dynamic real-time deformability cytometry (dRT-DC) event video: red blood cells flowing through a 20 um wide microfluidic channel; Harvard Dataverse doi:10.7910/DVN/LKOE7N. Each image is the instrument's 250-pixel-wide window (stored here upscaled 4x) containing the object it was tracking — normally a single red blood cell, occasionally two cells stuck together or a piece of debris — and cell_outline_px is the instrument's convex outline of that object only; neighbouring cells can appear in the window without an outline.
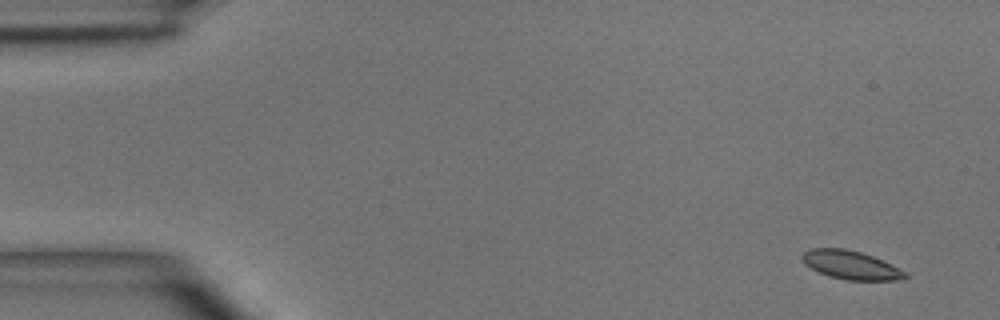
{"species": "common noctule bat (a hibernating species)", "species_latin": "Nyctalus noctula", "temperature_condition": "room temperature", "stored_images_in_passage": 4, "camera_frame_rate_fps": 3000, "um_per_image_px": 0.085, "animal": {"sex": "male", "body_mass_g": 15.6}, "frame": {"image": 1, "passage_image": 1, "time_ms": 0.0, "image_size_px": [1000, 320], "cell_outline_px": [[908, 276], [900, 280], [844, 280], [828, 276], [804, 264], [800, 256], [808, 248], [844, 248], [860, 252], [872, 256], [908, 272]], "centroid_in_image_um": [72.3, 22.53], "position_along_channel_um": 12.7, "area_um2": 17.17}}
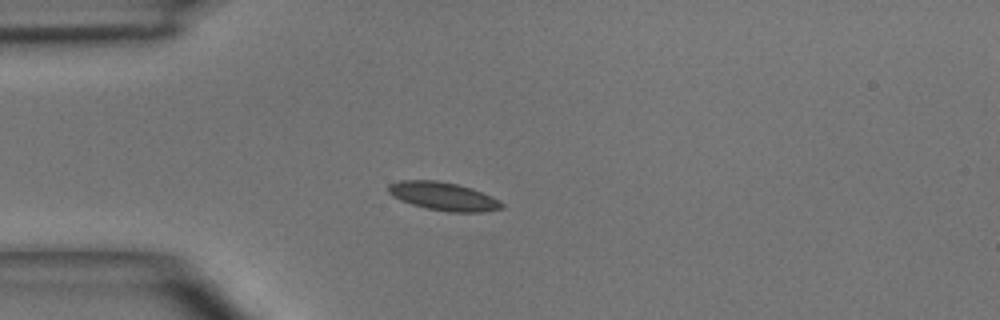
{"frame": {"image": 2, "passage_image": 4, "time_ms": 3.333, "image_size_px": [1000, 320], "cell_outline_px": [[504, 208], [484, 212], [448, 212], [428, 208], [412, 204], [400, 200], [392, 196], [388, 192], [388, 184], [400, 180], [436, 180], [456, 184], [472, 188], [492, 196], [500, 200], [504, 204]], "centroid_in_image_um": [37.71, 16.68], "position_along_channel_um": 47.3, "area_um2": 18.79}}